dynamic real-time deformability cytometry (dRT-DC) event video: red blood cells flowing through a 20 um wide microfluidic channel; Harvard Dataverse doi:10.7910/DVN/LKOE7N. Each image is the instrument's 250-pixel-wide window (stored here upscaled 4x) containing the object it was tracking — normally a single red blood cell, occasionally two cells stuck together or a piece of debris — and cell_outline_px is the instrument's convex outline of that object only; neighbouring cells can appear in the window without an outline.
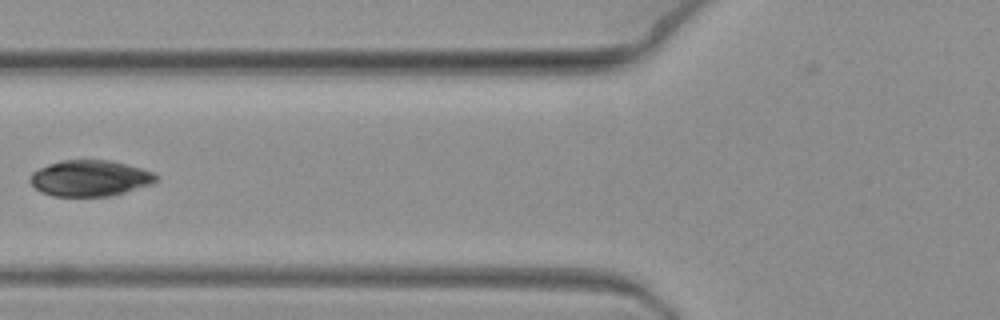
{"species": "common noctule bat (a hibernating species)", "species_latin": "Nyctalus noctula", "temperature_condition": "warm", "stored_images_in_passage": 9, "camera_frame_rate_fps": 3000, "um_per_image_px": 0.085, "animal": {"sex": "female", "body_mass_g": 19.3, "forearm_length_mm": 54.1}, "frame": {"image": 1, "passage_image": 8, "time_ms": 2.333, "image_size_px": [1000, 320], "cell_outline_px": [[160, 176], [152, 184], [112, 196], [52, 196], [40, 192], [28, 180], [32, 172], [48, 164], [60, 160], [108, 160], [140, 168], [152, 172]], "centroid_in_image_um": [7.63, 15.15], "position_along_channel_um": 118.2, "area_um2": 26.47}}
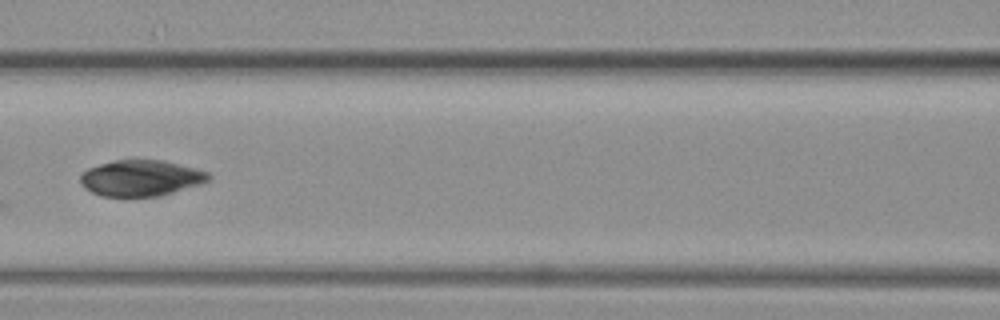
{"frame": {"image": 2, "passage_image": 9, "time_ms": 2.667, "image_size_px": [1000, 320], "cell_outline_px": [[212, 176], [208, 180], [200, 184], [160, 196], [100, 196], [84, 188], [80, 184], [80, 176], [88, 168], [100, 164], [116, 160], [164, 160], [196, 168], [208, 172]], "centroid_in_image_um": [11.98, 15.13], "position_along_channel_um": 154.6, "area_um2": 26.88}}